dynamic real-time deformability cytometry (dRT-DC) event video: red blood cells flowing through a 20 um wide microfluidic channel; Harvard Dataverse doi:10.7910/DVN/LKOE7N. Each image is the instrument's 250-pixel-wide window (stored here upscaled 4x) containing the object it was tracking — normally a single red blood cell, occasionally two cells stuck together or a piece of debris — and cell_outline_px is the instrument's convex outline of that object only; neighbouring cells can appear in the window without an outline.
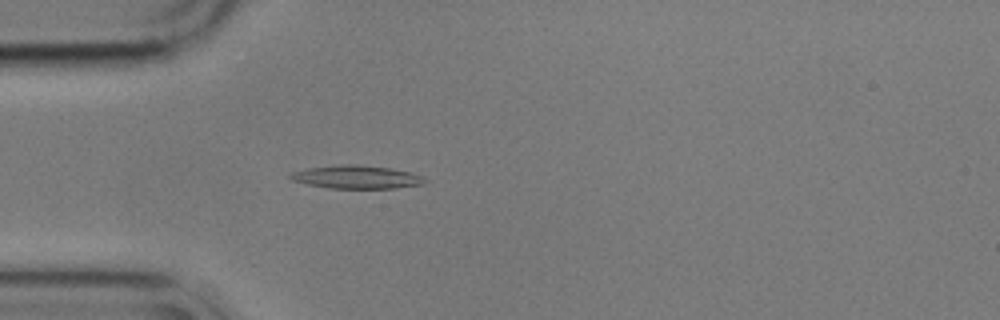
{"species": "common noctule bat (a hibernating species)", "species_latin": "Nyctalus noctula", "temperature_condition": "cold", "stored_images_in_passage": 56, "camera_frame_rate_fps": 3000, "um_per_image_px": 0.085, "animal": {"sex": "male", "body_mass_g": 17.9}, "frame": {"image": 1, "passage_image": 15, "time_ms": 4.667, "image_size_px": [1000, 320], "cell_outline_px": [[428, 180], [424, 184], [396, 188], [328, 188], [308, 184], [292, 180], [288, 176], [292, 172], [308, 168], [344, 164], [360, 164], [388, 168], [408, 172], [424, 176]], "centroid_in_image_um": [30.33, 15.05], "position_along_channel_um": 54.7, "area_um2": 18.09}}
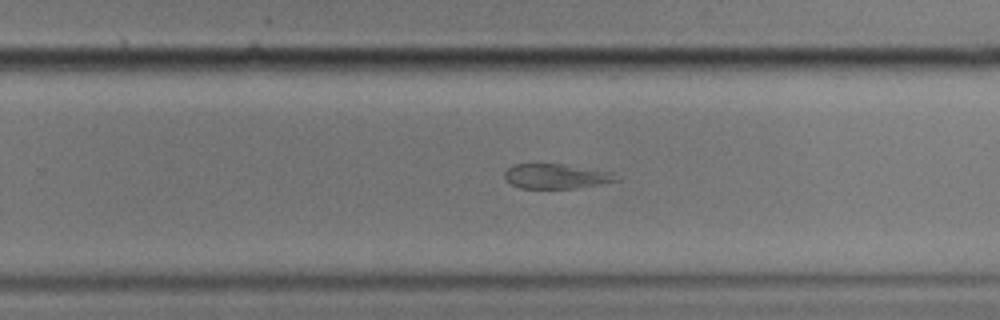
{"frame": {"image": 2, "passage_image": 35, "time_ms": 11.333, "image_size_px": [1000, 320], "cell_outline_px": [[620, 180], [600, 184], [576, 188], [520, 188], [504, 180], [504, 172], [512, 164], [564, 164], [612, 172], [620, 176]], "centroid_in_image_um": [47.28, 14.98], "position_along_channel_um": 282.5, "area_um2": 16.24}}
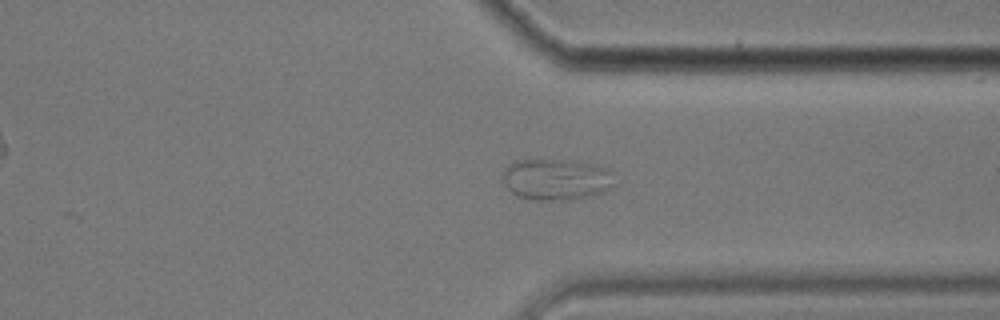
{"frame": {"image": 3, "passage_image": 42, "time_ms": 13.667, "image_size_px": [1000, 320], "cell_outline_px": [[616, 184], [604, 192], [572, 200], [532, 200], [516, 196], [504, 184], [500, 176], [500, 172], [508, 164], [516, 160], [572, 160], [600, 164], [608, 168]], "centroid_in_image_um": [47.27, 15.24], "position_along_channel_um": 364.1, "area_um2": 27.63}}